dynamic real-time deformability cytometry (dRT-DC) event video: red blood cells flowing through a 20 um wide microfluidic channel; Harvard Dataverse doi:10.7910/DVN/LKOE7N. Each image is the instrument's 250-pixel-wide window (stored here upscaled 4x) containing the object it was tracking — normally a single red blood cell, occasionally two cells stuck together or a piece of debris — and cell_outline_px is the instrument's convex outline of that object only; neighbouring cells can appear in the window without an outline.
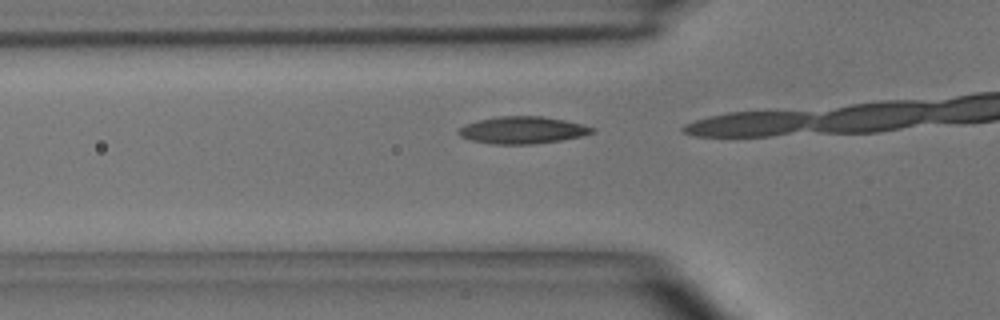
{"species": "common noctule bat (a hibernating species)", "species_latin": "Nyctalus noctula", "temperature_condition": "room temperature", "stored_images_in_passage": 4, "camera_frame_rate_fps": 3000, "um_per_image_px": 0.085, "animal": {"sex": "male", "body_mass_g": 15.6}, "frame": {"image": 1, "passage_image": 3, "time_ms": 0.667, "image_size_px": [1000, 320], "cell_outline_px": [[596, 132], [580, 136], [560, 140], [532, 144], [492, 144], [472, 140], [460, 136], [456, 132], [464, 124], [480, 120], [500, 116], [540, 116], [564, 120], [584, 124], [596, 128]], "centroid_in_image_um": [44.43, 11.06], "position_along_channel_um": 81.4, "area_um2": 21.04}}